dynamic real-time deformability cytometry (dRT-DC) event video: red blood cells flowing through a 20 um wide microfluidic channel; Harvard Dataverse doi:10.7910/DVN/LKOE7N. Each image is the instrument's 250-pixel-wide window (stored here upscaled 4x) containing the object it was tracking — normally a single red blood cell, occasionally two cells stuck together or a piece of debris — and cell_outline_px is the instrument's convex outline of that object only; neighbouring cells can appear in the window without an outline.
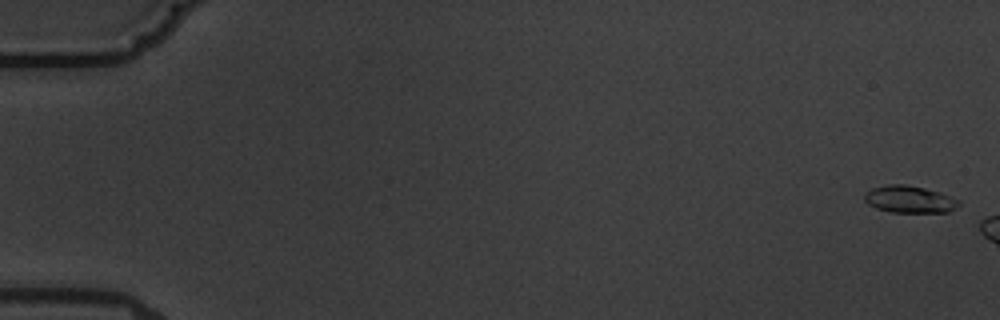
{"species": "common noctule bat (a hibernating species)", "species_latin": "Nyctalus noctula", "temperature_condition": "warm", "stored_images_in_passage": 3, "camera_frame_rate_fps": 3000, "um_per_image_px": 0.085, "animal": {"sex": "male", "body_mass_g": 19.5, "forearm_length_mm": 54.6}, "frame": {"image": 1, "passage_image": 1, "time_ms": 0.0, "image_size_px": [1000, 320], "cell_outline_px": [[960, 204], [956, 208], [948, 212], [892, 212], [876, 208], [868, 204], [864, 200], [864, 192], [872, 188], [888, 184], [904, 184], [924, 188], [940, 192], [960, 200]], "centroid_in_image_um": [77.3, 16.94], "position_along_channel_um": 7.7, "area_um2": 14.97}}